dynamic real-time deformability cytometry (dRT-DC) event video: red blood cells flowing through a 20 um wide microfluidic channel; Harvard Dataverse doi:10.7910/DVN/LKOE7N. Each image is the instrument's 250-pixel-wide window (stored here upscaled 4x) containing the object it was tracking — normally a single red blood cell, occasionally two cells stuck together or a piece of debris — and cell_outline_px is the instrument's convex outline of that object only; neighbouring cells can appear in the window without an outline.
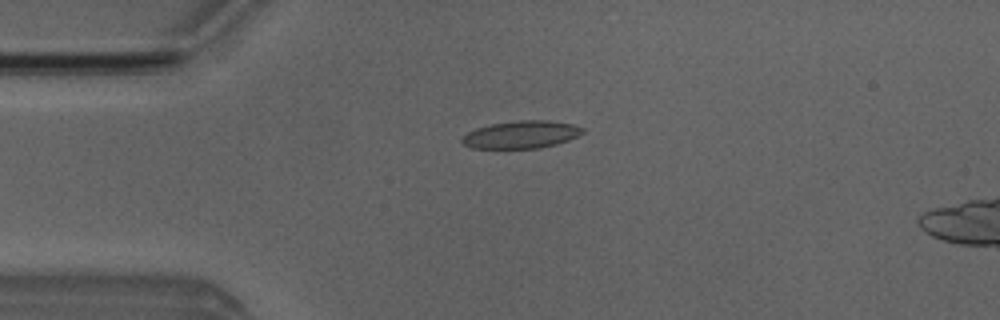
{"species": "Egyptian fruit bat (a non-hibernating species)", "species_latin": "Rousettus aegyptiacus", "temperature_condition": "room temperature", "stored_images_in_passage": 3, "camera_frame_rate_fps": 3000, "um_per_image_px": 0.085, "animal": {"sex": "male"}, "frame": {"image": 1, "passage_image": 1, "time_ms": 0.0, "image_size_px": [1000, 320], "cell_outline_px": [[584, 132], [568, 140], [556, 144], [540, 148], [472, 148], [464, 144], [460, 140], [468, 132], [476, 128], [492, 124], [520, 120], [548, 120], [572, 124], [584, 128]], "centroid_in_image_um": [44.31, 11.44], "position_along_channel_um": 40.7, "area_um2": 19.19}}